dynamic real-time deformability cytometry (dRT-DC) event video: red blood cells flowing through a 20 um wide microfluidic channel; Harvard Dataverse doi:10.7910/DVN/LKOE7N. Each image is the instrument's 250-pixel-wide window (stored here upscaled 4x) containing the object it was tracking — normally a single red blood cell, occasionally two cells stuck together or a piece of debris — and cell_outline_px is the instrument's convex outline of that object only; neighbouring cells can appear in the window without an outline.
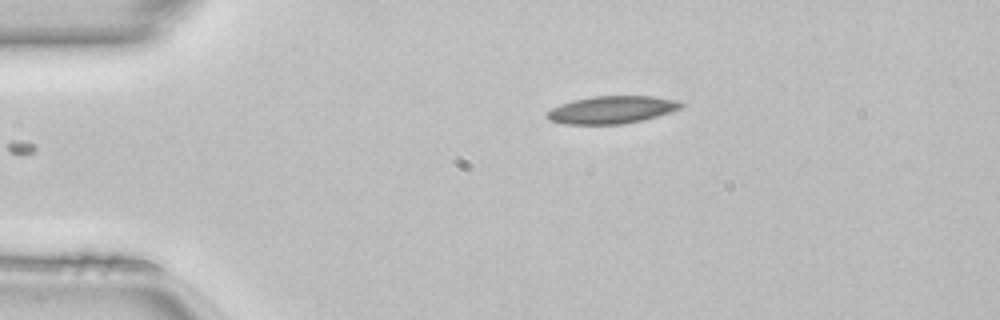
{"species": "common noctule bat (a hibernating species)", "species_latin": "Nyctalus noctula", "temperature_condition": "room temperature", "stored_images_in_passage": 35, "camera_frame_rate_fps": 3000, "um_per_image_px": 0.085, "animal": {"sex": "female", "body_mass_g": 22.7, "forearm_length_mm": 54.2}, "frame": {"image": 1, "passage_image": 1, "time_ms": 0.0, "image_size_px": [1000, 320], "cell_outline_px": [[684, 104], [680, 108], [672, 112], [644, 120], [620, 124], [564, 124], [548, 120], [544, 116], [552, 108], [560, 104], [572, 100], [592, 96], [652, 96], [680, 100]], "centroid_in_image_um": [52.01, 9.33], "position_along_channel_um": 33.0, "area_um2": 21.73}}
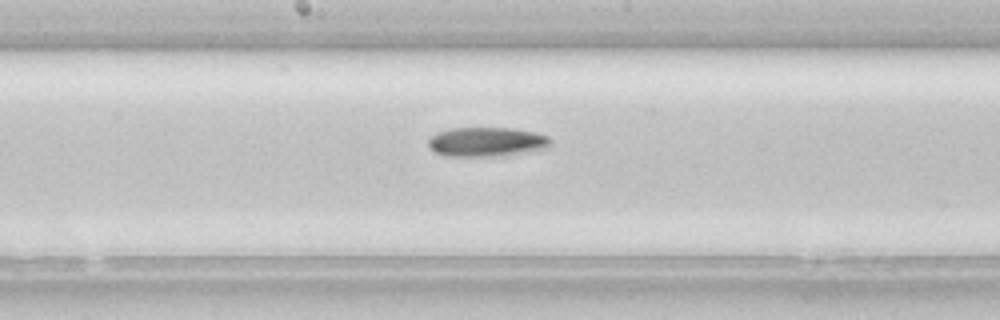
{"frame": {"image": 2, "passage_image": 17, "time_ms": 5.333, "image_size_px": [1000, 320], "cell_outline_px": [[552, 148], [496, 156], [448, 156], [436, 152], [428, 144], [428, 136], [436, 132], [452, 128], [512, 128], [536, 132], [548, 136], [552, 140]], "centroid_in_image_um": [41.41, 12.05], "position_along_channel_um": 206.8, "area_um2": 21.1}}
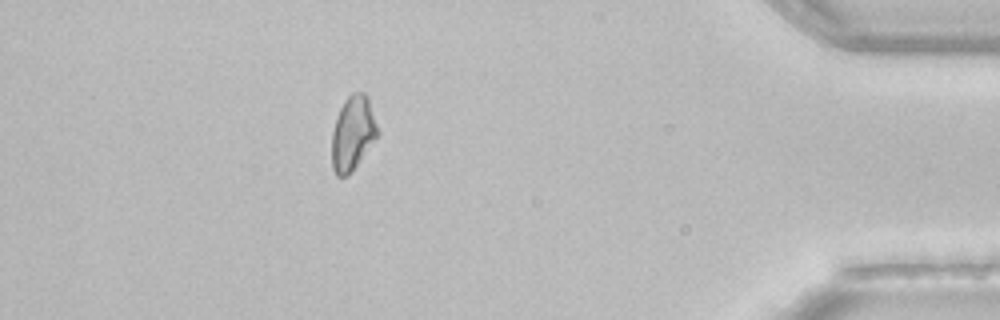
{"frame": {"image": 3, "passage_image": 35, "time_ms": 11.333, "image_size_px": [1000, 320], "cell_outline_px": [[380, 132], [376, 140], [352, 172], [348, 176], [336, 176], [332, 168], [332, 132], [336, 116], [344, 100], [352, 92], [364, 92], [368, 96]], "centroid_in_image_um": [30.0, 11.33], "position_along_channel_um": 405.2, "area_um2": 20.29}}